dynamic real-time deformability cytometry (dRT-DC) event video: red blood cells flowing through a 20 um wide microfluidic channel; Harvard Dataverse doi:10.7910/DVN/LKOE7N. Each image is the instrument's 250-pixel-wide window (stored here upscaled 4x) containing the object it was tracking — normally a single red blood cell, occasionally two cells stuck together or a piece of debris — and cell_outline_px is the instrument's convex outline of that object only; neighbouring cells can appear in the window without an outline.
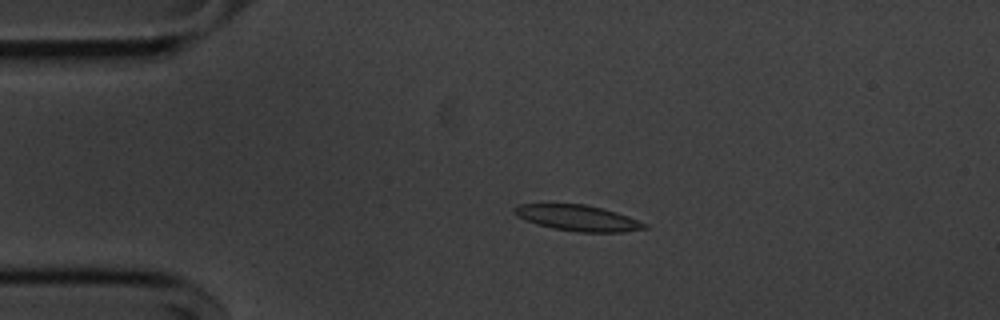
{"species": "common noctule bat (a hibernating species)", "species_latin": "Nyctalus noctula", "temperature_condition": "cold", "stored_images_in_passage": 46, "camera_frame_rate_fps": 3000, "um_per_image_px": 0.085, "animal": {"sex": "male", "body_mass_g": 20.1, "forearm_length_mm": 53.5}, "frame": {"image": 1, "passage_image": 11, "time_ms": 3.333, "image_size_px": [1000, 320], "cell_outline_px": [[648, 228], [624, 232], [580, 232], [552, 228], [536, 224], [512, 212], [512, 208], [520, 204], [588, 204], [616, 212], [628, 216], [648, 224]], "centroid_in_image_um": [49.15, 18.52], "position_along_channel_um": 35.8, "area_um2": 19.54}}
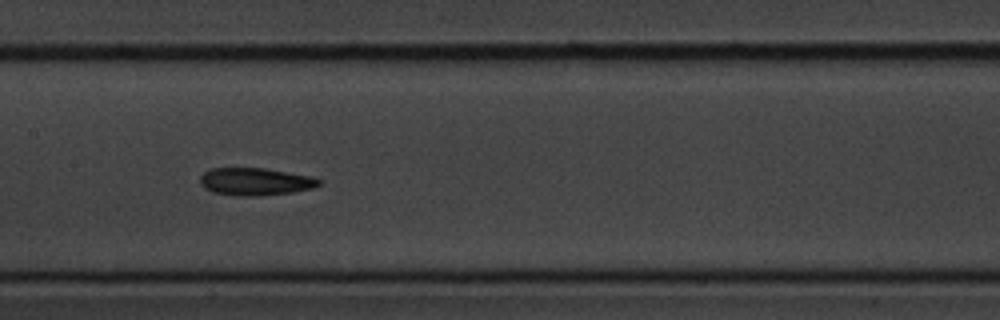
{"frame": {"image": 2, "passage_image": 26, "time_ms": 8.333, "image_size_px": [1000, 320], "cell_outline_px": [[320, 184], [312, 188], [292, 192], [260, 196], [236, 196], [212, 192], [204, 188], [200, 184], [200, 176], [204, 172], [212, 168], [264, 168], [312, 176], [320, 180]], "centroid_in_image_um": [21.67, 15.44], "position_along_channel_um": 185.7, "area_um2": 19.13}}
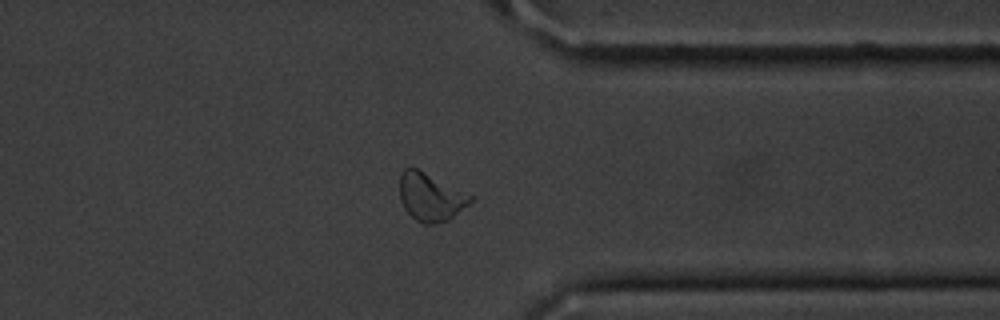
{"frame": {"image": 3, "passage_image": 42, "time_ms": 13.667, "image_size_px": [1000, 320], "cell_outline_px": [[472, 200], [468, 204], [448, 220], [436, 224], [424, 224], [416, 220], [404, 208], [400, 200], [400, 172], [404, 168], [412, 164], [472, 196]], "centroid_in_image_um": [36.54, 16.7], "position_along_channel_um": 374.9, "area_um2": 19.88}, "authors_computed_cell_mechanics": {"area_um2": 19.1318, "velocity_mm_per_s": 3.6351, "shape_relaxation_time_tau1_ms": 6.8558, "shape_relaxation_time_tau2_ms": 6.736, "deformation_change_tau1": 0.1522, "deformation_change_tau2": 0.1426}}